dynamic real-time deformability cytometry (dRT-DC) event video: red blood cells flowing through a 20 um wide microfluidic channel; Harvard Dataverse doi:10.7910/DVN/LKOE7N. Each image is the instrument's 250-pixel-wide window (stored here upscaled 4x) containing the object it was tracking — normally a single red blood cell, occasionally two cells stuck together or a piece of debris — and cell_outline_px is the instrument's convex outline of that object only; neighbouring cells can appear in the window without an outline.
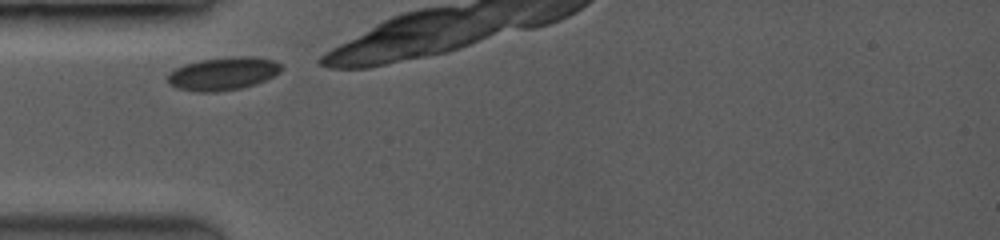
{"species": "common noctule bat (a hibernating species)", "species_latin": "Nyctalus noctula", "temperature_condition": "room temperature", "stored_images_in_passage": 32, "camera_frame_rate_fps": 3500, "um_per_image_px": 0.085, "animal": {"sex": "female", "body_mass_g": 19.0, "forearm_length_mm": 53.3}, "frame": {"image": 1, "passage_image": 1, "time_ms": 0.0, "image_size_px": [1000, 240], "cell_outline_px": [[284, 68], [280, 72], [264, 80], [240, 88], [212, 92], [200, 92], [176, 88], [168, 80], [168, 76], [176, 68], [184, 64], [200, 60], [232, 56], [252, 56], [272, 60], [280, 64]], "centroid_in_image_um": [18.97, 6.24], "position_along_channel_um": 66.0, "area_um2": 21.5}}